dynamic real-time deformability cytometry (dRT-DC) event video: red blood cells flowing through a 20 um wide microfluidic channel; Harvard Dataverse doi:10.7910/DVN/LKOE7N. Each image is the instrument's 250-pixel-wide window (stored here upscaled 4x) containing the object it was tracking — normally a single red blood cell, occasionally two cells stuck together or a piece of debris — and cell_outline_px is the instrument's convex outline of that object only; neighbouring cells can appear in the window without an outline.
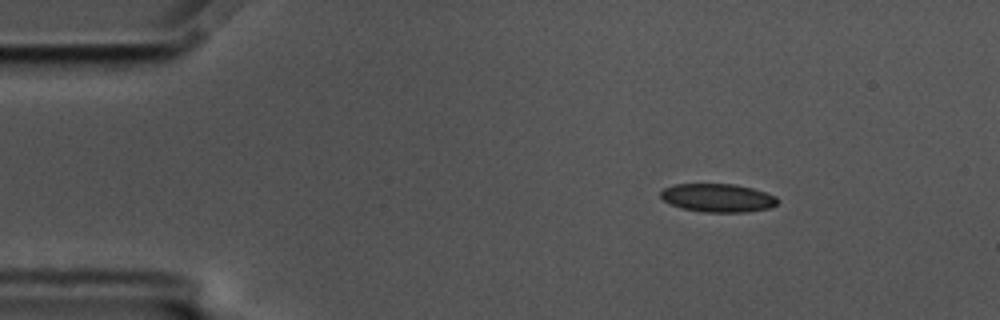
{"species": "common noctule bat (a hibernating species)", "species_latin": "Nyctalus noctula", "temperature_condition": "cold", "stored_images_in_passage": 51, "camera_frame_rate_fps": 3000, "um_per_image_px": 0.085, "animal": {"sex": "male", "body_mass_g": 17.5, "forearm_length_mm": 52.3}, "frame": {"image": 1, "passage_image": 1, "time_ms": 0.0, "image_size_px": [1000, 320], "cell_outline_px": [[780, 200], [772, 208], [748, 212], [704, 212], [680, 208], [664, 200], [660, 196], [660, 192], [664, 188], [676, 184], [732, 184], [752, 188], [776, 196]], "centroid_in_image_um": [61.04, 16.83], "position_along_channel_um": 24.0, "area_um2": 19.36}}
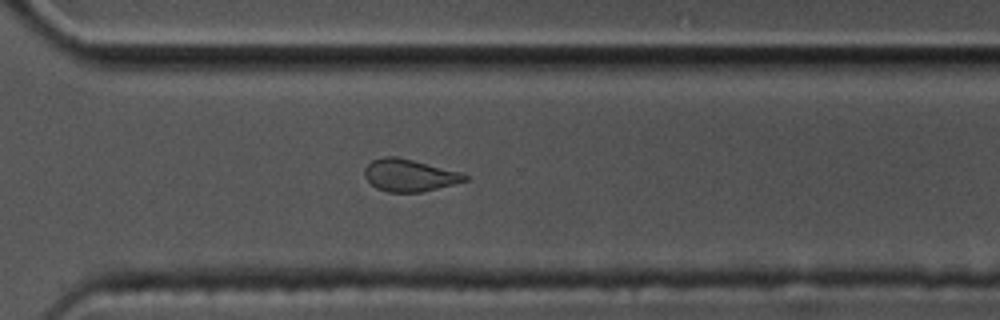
{"frame": {"image": 2, "passage_image": 34, "time_ms": 11.0, "image_size_px": [1000, 320], "cell_outline_px": [[468, 180], [456, 184], [420, 192], [388, 192], [376, 188], [364, 176], [364, 168], [372, 160], [384, 156], [396, 156], [464, 172], [468, 176]], "centroid_in_image_um": [34.83, 14.89], "position_along_channel_um": 335.8, "area_um2": 19.02}}
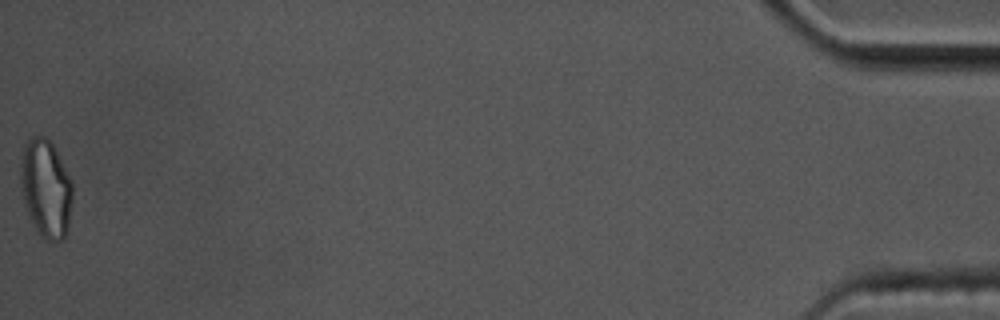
{"frame": {"image": 3, "passage_image": 51, "time_ms": 16.667, "image_size_px": [1000, 320], "cell_outline_px": [[72, 200], [68, 224], [64, 240], [48, 240], [36, 228], [28, 212], [24, 200], [20, 180], [20, 164], [24, 144], [32, 136], [44, 136], [52, 144], [72, 180]], "centroid_in_image_um": [3.9, 15.97], "position_along_channel_um": 431.3, "area_um2": 29.19}, "authors_computed_cell_mechanics": {"area_um2": 19.7098, "velocity_mm_per_s": 3.4436, "shape_relaxation_time_tau1_ms": null, "shape_relaxation_time_tau2_ms": 2.0451, "deformation_change_tau1": null, "deformation_change_tau2": 0.0874}}